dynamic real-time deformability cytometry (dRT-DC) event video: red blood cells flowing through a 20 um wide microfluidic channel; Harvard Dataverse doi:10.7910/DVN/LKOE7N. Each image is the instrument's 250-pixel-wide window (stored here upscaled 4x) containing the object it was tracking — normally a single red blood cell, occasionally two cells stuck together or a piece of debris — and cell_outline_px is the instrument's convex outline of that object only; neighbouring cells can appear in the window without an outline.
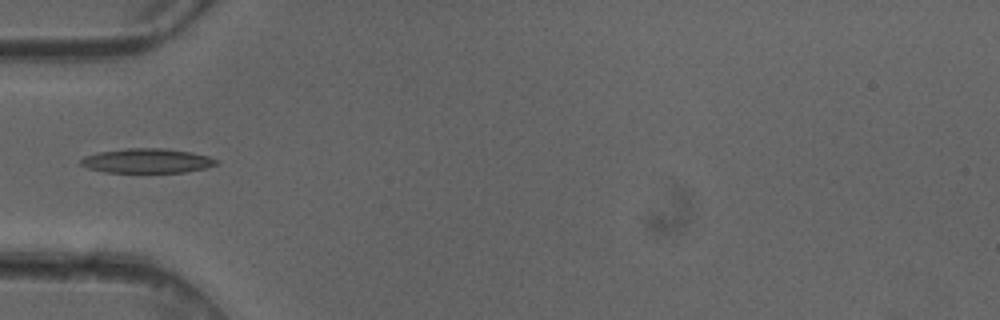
{"species": "common noctule bat (a hibernating species)", "species_latin": "Nyctalus noctula", "temperature_condition": "cold", "stored_images_in_passage": 7, "camera_frame_rate_fps": 3000, "um_per_image_px": 0.085, "animal": {"sex": "female"}, "frame": {"image": 1, "passage_image": 5, "time_ms": 1.333, "image_size_px": [1000, 320], "cell_outline_px": [[220, 164], [204, 168], [184, 172], [104, 172], [88, 168], [80, 164], [80, 160], [84, 156], [100, 152], [128, 148], [164, 148], [192, 152], [208, 156], [220, 160]], "centroid_in_image_um": [12.54, 13.66], "position_along_channel_um": 72.5, "area_um2": 19.36}}
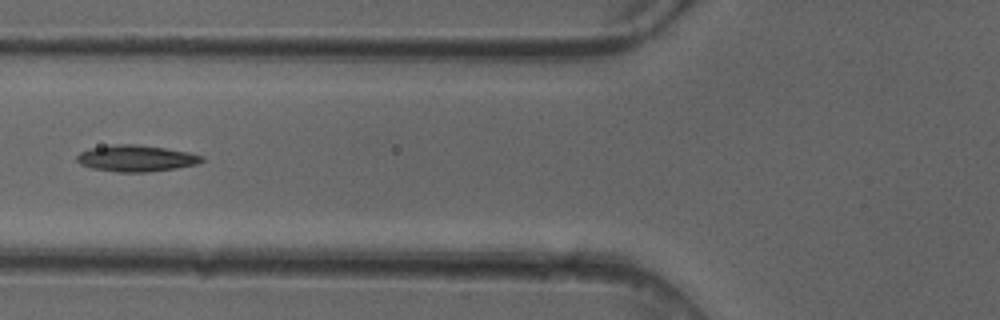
{"frame": {"image": 2, "passage_image": 6, "time_ms": 1.667, "image_size_px": [1000, 320], "cell_outline_px": [[204, 160], [196, 164], [176, 168], [148, 172], [116, 172], [92, 168], [80, 164], [76, 160], [76, 156], [80, 152], [92, 148], [112, 144], [136, 144], [164, 148], [188, 152], [204, 156]], "centroid_in_image_um": [11.55, 13.46], "position_along_channel_um": 114.2, "area_um2": 19.19}}
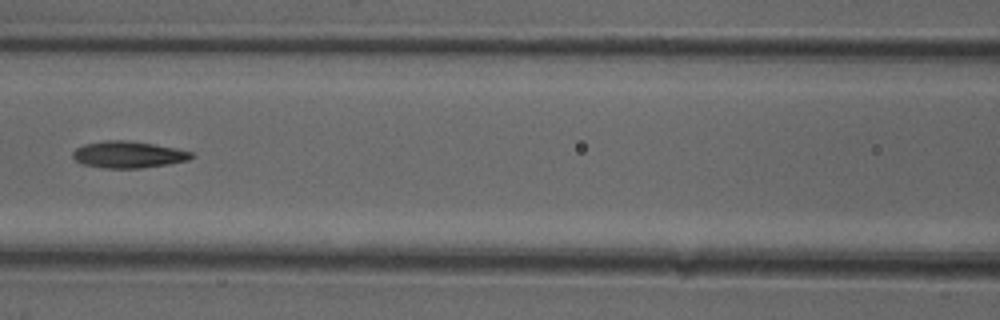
{"frame": {"image": 3, "passage_image": 7, "time_ms": 2.0, "image_size_px": [1000, 320], "cell_outline_px": [[196, 156], [188, 160], [168, 164], [140, 168], [104, 168], [84, 164], [76, 160], [72, 156], [72, 152], [76, 148], [84, 144], [104, 140], [124, 140], [152, 144], [176, 148], [192, 152]], "centroid_in_image_um": [10.91, 13.14], "position_along_channel_um": 155.7, "area_um2": 18.38}}